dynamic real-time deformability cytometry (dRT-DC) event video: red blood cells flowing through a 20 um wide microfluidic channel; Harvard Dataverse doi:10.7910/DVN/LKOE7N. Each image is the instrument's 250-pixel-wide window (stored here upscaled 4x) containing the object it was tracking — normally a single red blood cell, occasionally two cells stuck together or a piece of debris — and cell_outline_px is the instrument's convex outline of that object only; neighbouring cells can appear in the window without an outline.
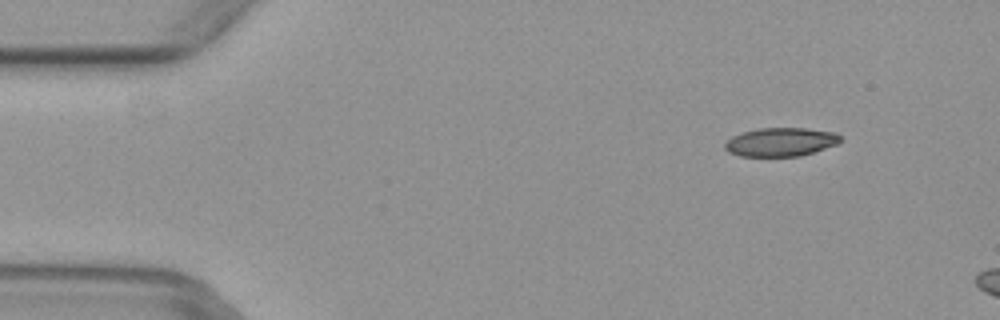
{"species": "common noctule bat (a hibernating species)", "species_latin": "Nyctalus noctula", "temperature_condition": "warm", "stored_images_in_passage": 3, "camera_frame_rate_fps": 3000, "um_per_image_px": 0.085, "animal": {"sex": "female", "body_mass_g": 29.2, "forearm_length_mm": 56.3}, "frame": {"image": 1, "passage_image": 1, "time_ms": 0.0, "image_size_px": [1000, 320], "cell_outline_px": [[844, 140], [836, 144], [800, 156], [740, 156], [728, 152], [724, 148], [724, 144], [732, 136], [744, 132], [760, 128], [804, 128], [836, 132]], "centroid_in_image_um": [66.36, 12.07], "position_along_channel_um": 18.6, "area_um2": 19.19}}